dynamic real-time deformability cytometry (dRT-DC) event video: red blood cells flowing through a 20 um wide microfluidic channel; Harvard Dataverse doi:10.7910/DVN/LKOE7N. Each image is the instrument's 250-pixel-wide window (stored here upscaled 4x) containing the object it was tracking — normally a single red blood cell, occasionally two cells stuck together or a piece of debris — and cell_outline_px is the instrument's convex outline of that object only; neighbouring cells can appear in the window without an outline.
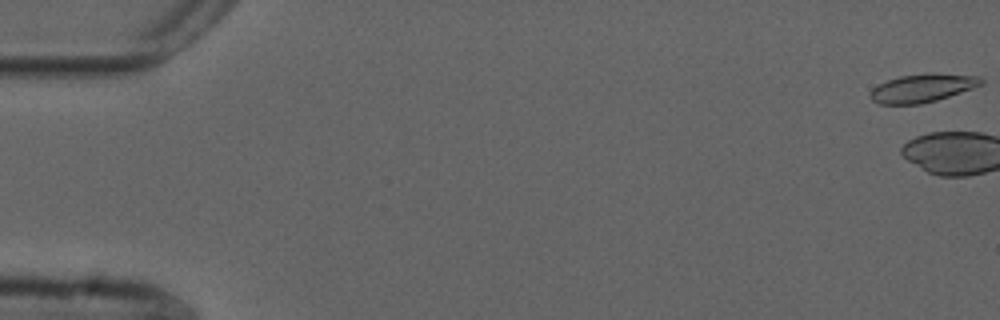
{"species": "common noctule bat (a hibernating species)", "species_latin": "Nyctalus noctula", "temperature_condition": "cold", "stored_images_in_passage": 3, "camera_frame_rate_fps": 3000, "um_per_image_px": 0.085, "animal": {"sex": "male", "forearm_length_mm": 52.5}, "frame": {"image": 1, "passage_image": 1, "time_ms": 0.0, "image_size_px": [1000, 320], "cell_outline_px": [[984, 84], [936, 100], [920, 104], [880, 104], [872, 100], [868, 96], [868, 92], [872, 88], [888, 80], [900, 76], [932, 72], [980, 76], [984, 80]], "centroid_in_image_um": [78.4, 7.47], "position_along_channel_um": 6.6, "area_um2": 18.38}}